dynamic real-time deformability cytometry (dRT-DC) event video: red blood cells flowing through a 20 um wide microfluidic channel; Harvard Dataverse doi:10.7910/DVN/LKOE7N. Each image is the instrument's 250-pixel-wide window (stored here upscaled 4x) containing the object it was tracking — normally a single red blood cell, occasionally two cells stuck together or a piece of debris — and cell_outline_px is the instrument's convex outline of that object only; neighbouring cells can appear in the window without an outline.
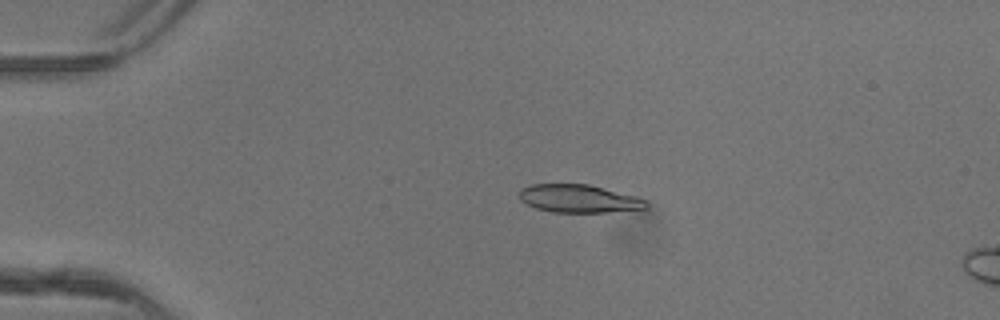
{"species": "common noctule bat (a hibernating species)", "species_latin": "Nyctalus noctula", "temperature_condition": "warm", "stored_images_in_passage": 17, "camera_frame_rate_fps": 3000, "um_per_image_px": 0.085, "animal": {"sex": "female"}, "frame": {"image": 1, "passage_image": 12, "time_ms": 3.667, "image_size_px": [1000, 320], "cell_outline_px": [[648, 208], [604, 212], [552, 212], [536, 208], [520, 200], [520, 188], [532, 184], [588, 184], [632, 196], [644, 200], [648, 204]], "centroid_in_image_um": [49.14, 16.88], "position_along_channel_um": 35.9, "area_um2": 20.29}}